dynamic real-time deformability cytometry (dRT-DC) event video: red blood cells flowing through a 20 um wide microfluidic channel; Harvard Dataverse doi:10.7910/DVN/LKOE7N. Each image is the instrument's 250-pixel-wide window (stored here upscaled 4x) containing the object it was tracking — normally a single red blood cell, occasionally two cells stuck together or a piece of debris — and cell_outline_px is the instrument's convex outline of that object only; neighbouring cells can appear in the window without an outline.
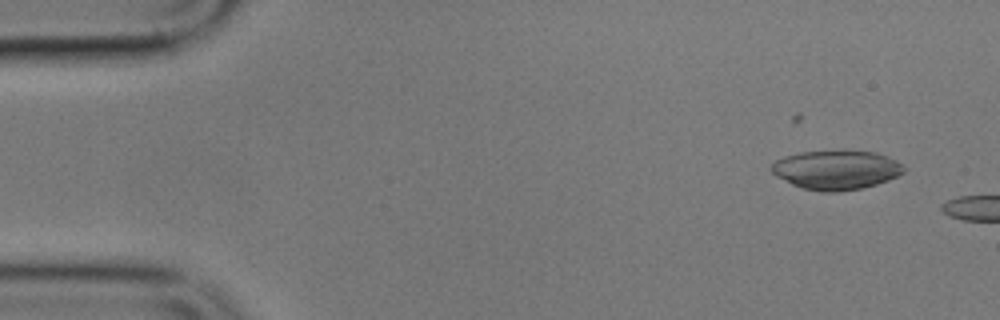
{"species": "common noctule bat (a hibernating species)", "species_latin": "Nyctalus noctula", "temperature_condition": "cold", "stored_images_in_passage": 2, "camera_frame_rate_fps": 3000, "um_per_image_px": 0.085, "animal": {"sex": "male", "body_mass_g": 17.9}, "frame": {"image": 1, "passage_image": 1, "time_ms": 0.0, "image_size_px": [1000, 320], "cell_outline_px": [[904, 172], [888, 180], [876, 184], [860, 188], [836, 192], [820, 192], [800, 188], [776, 176], [768, 168], [776, 160], [784, 156], [800, 152], [876, 152], [888, 156], [896, 160], [904, 168]], "centroid_in_image_um": [71.04, 14.46], "position_along_channel_um": 14.0, "area_um2": 29.88}}